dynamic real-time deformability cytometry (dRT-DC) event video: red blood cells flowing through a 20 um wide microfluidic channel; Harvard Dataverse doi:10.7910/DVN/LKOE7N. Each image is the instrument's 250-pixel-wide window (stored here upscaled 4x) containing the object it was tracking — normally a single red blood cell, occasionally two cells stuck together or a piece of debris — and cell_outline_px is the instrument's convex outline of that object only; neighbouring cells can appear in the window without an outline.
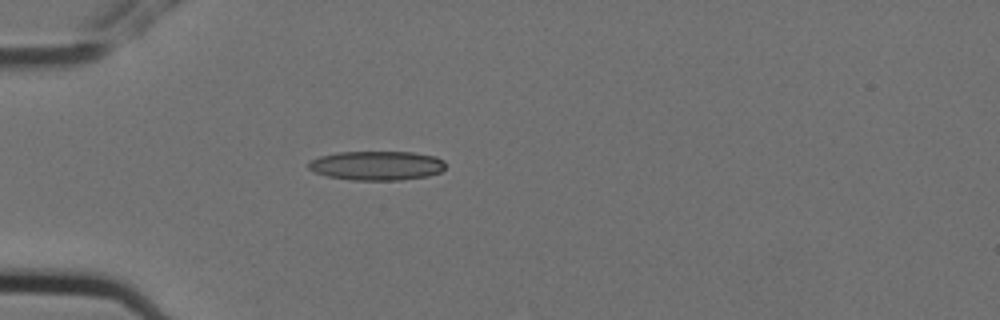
{"species": "Egyptian fruit bat (a non-hibernating species)", "species_latin": "Rousettus aegyptiacus", "temperature_condition": "cold", "stored_images_in_passage": 4, "camera_frame_rate_fps": 3000, "um_per_image_px": 0.085, "animal": {"sex": "female"}, "frame": {"image": 1, "passage_image": 4, "time_ms": 1.0, "image_size_px": [1000, 320], "cell_outline_px": [[444, 168], [440, 172], [428, 176], [400, 180], [352, 180], [328, 176], [316, 172], [308, 168], [308, 164], [312, 160], [320, 156], [336, 152], [412, 152], [436, 156], [444, 160]], "centroid_in_image_um": [32.05, 14.07], "position_along_channel_um": 53.0, "area_um2": 23.29}}